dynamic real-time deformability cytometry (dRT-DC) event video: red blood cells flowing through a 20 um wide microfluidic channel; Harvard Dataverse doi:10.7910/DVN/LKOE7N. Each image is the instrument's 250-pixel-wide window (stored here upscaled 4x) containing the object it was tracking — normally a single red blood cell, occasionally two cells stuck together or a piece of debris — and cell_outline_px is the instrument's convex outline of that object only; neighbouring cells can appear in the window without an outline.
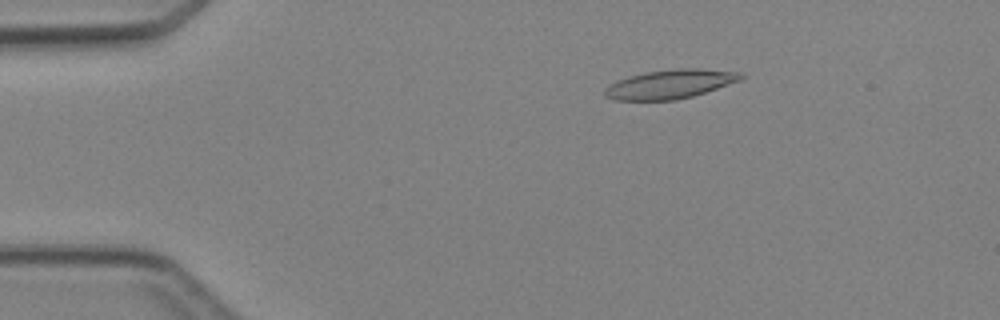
{"species": "Egyptian fruit bat (a non-hibernating species)", "species_latin": "Rousettus aegyptiacus", "temperature_condition": "cold", "stored_images_in_passage": 4, "camera_frame_rate_fps": 3000, "um_per_image_px": 0.085, "animal": {"sex": "female"}, "frame": {"image": 1, "passage_image": 2, "time_ms": 1.0, "image_size_px": [1000, 320], "cell_outline_px": [[748, 76], [740, 80], [692, 96], [676, 100], [616, 100], [604, 96], [604, 88], [608, 84], [616, 80], [628, 76], [644, 72], [672, 68], [700, 68], [744, 72]], "centroid_in_image_um": [56.95, 7.13], "position_along_channel_um": 28.0, "area_um2": 23.35}}